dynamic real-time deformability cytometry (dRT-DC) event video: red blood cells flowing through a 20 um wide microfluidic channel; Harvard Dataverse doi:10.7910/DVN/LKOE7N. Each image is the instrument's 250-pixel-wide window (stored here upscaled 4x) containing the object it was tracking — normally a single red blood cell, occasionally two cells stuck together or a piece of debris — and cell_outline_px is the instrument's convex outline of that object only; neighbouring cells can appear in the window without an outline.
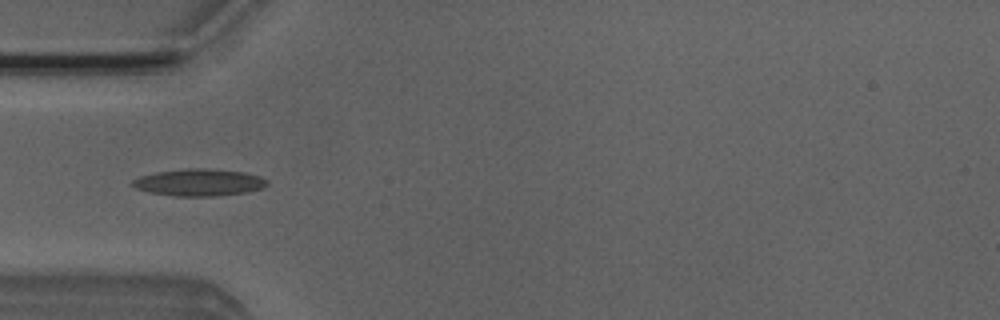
{"species": "Egyptian fruit bat (a non-hibernating species)", "species_latin": "Rousettus aegyptiacus", "temperature_condition": "room temperature", "stored_images_in_passage": 4, "camera_frame_rate_fps": 3000, "um_per_image_px": 0.085, "animal": {"sex": "male"}, "frame": {"image": 1, "passage_image": 4, "time_ms": 1.0, "image_size_px": [1000, 320], "cell_outline_px": [[268, 184], [264, 188], [248, 192], [216, 196], [172, 196], [148, 192], [136, 188], [132, 184], [132, 180], [140, 176], [160, 172], [188, 168], [200, 168], [244, 172], [260, 176], [268, 180]], "centroid_in_image_um": [16.96, 15.52], "position_along_channel_um": 68.0, "area_um2": 21.15}}